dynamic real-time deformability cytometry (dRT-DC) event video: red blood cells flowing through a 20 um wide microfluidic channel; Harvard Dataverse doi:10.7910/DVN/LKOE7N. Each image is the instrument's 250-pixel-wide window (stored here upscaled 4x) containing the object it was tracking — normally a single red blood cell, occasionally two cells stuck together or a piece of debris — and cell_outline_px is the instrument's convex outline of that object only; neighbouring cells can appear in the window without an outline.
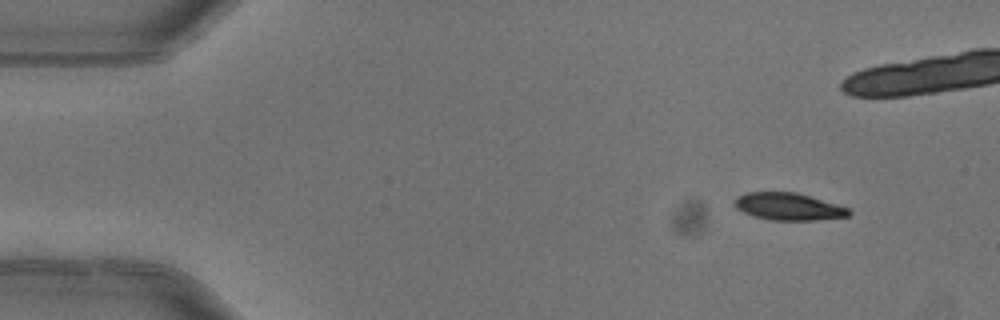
{"species": "common noctule bat (a hibernating species)", "species_latin": "Nyctalus noctula", "temperature_condition": "warm", "stored_images_in_passage": 4, "camera_frame_rate_fps": 3000, "um_per_image_px": 0.085, "animal": {"sex": "female"}, "frame": {"image": 1, "passage_image": 1, "time_ms": 0.0, "image_size_px": [1000, 320], "cell_outline_px": [[852, 212], [848, 216], [816, 220], [768, 220], [744, 212], [736, 208], [736, 196], [744, 192], [796, 192], [836, 204], [848, 208]], "centroid_in_image_um": [67.02, 17.55], "position_along_channel_um": 18.0, "area_um2": 17.98}}